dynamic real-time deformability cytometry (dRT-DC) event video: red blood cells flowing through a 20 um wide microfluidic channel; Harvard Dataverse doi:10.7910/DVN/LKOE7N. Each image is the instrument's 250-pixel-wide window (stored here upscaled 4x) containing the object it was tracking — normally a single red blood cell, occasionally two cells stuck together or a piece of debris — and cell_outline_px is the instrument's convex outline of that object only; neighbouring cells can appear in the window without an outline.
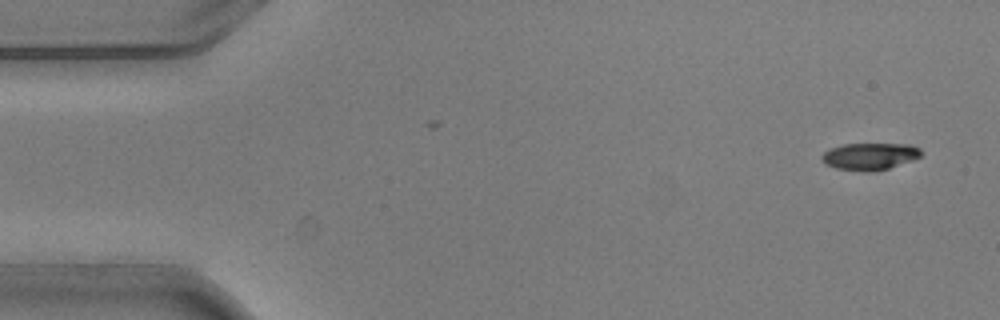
{"species": "common noctule bat (a hibernating species)", "species_latin": "Nyctalus noctula", "temperature_condition": "warm", "stored_images_in_passage": 2, "camera_frame_rate_fps": 3000, "um_per_image_px": 0.085, "animal": {"sex": "male", "body_mass_g": 20.5, "forearm_length_mm": 52.5}, "frame": {"image": 1, "passage_image": 2, "time_ms": 0.333, "image_size_px": [1000, 320], "cell_outline_px": [[924, 152], [920, 156], [912, 160], [888, 168], [872, 172], [836, 168], [824, 164], [820, 156], [828, 148], [844, 144], [912, 144], [920, 148]], "centroid_in_image_um": [73.92, 13.27], "position_along_channel_um": 11.1, "area_um2": 15.72}}